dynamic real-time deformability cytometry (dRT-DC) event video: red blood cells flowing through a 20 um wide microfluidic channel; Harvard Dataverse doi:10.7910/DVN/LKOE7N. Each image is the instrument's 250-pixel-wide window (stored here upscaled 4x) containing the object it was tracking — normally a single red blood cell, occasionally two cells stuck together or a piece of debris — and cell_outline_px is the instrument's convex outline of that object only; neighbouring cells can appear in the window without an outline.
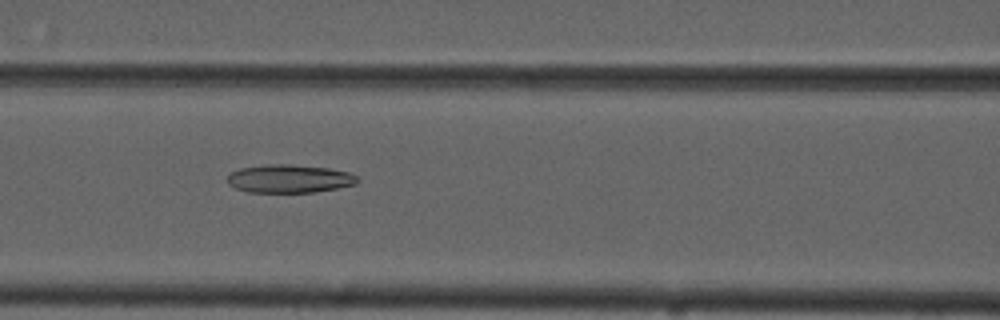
{"species": "common noctule bat (a hibernating species)", "species_latin": "Nyctalus noctula", "temperature_condition": "cold", "stored_images_in_passage": 55, "camera_frame_rate_fps": 3000, "um_per_image_px": 0.085, "animal": {"sex": "male", "forearm_length_mm": 52.5}, "frame": {"image": 1, "passage_image": 24, "time_ms": 7.667, "image_size_px": [1000, 320], "cell_outline_px": [[360, 180], [356, 184], [336, 188], [312, 192], [248, 192], [236, 188], [228, 184], [228, 176], [232, 172], [240, 168], [268, 164], [292, 164], [328, 168], [348, 172], [356, 176]], "centroid_in_image_um": [24.6, 15.18], "position_along_channel_um": 142.0, "area_um2": 21.27}}
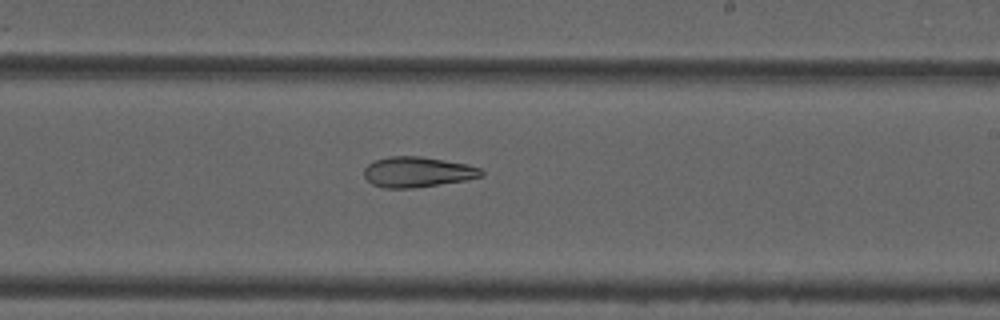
{"frame": {"image": 2, "passage_image": 33, "time_ms": 10.667, "image_size_px": [1000, 320], "cell_outline_px": [[484, 176], [468, 180], [412, 188], [384, 188], [372, 184], [364, 176], [364, 168], [372, 160], [388, 156], [420, 156], [468, 164], [480, 168], [484, 172]], "centroid_in_image_um": [35.49, 14.61], "position_along_channel_um": 253.5, "area_um2": 20.98}}
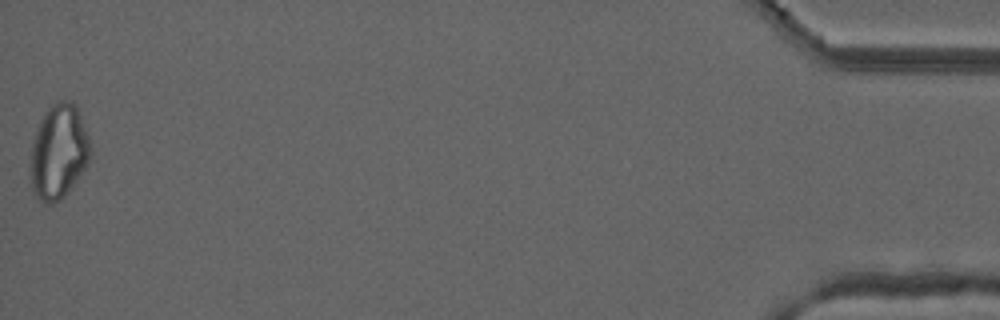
{"frame": {"image": 3, "passage_image": 55, "time_ms": 18.0, "image_size_px": [1000, 320], "cell_outline_px": [[92, 152], [84, 168], [68, 192], [60, 200], [52, 204], [44, 204], [36, 196], [32, 188], [32, 140], [36, 128], [44, 112], [56, 100], [72, 100], [76, 104], [80, 112], [88, 136]], "centroid_in_image_um": [5.0, 12.85], "position_along_channel_um": 430.2, "area_um2": 33.0}, "authors_computed_cell_mechanics": {"area_um2": 25.721, "velocity_mm_per_s": 3.7259, "shape_relaxation_time_tau1_ms": null, "shape_relaxation_time_tau2_ms": 8.6719, "deformation_change_tau1": null, "deformation_change_tau2": 0.2136}}